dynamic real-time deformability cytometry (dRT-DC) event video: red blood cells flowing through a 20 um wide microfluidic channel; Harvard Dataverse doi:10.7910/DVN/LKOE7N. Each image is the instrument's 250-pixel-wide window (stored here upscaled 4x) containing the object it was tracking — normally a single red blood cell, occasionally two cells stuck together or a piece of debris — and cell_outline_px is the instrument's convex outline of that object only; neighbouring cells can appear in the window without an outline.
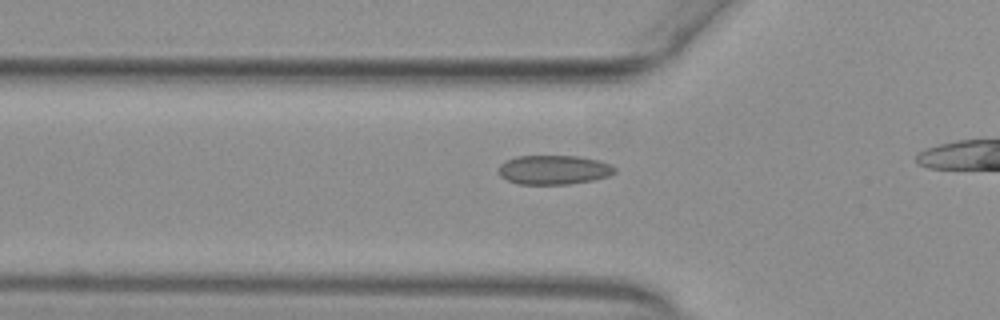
{"species": "common noctule bat (a hibernating species)", "species_latin": "Nyctalus noctula", "temperature_condition": "warm", "stored_images_in_passage": 20, "camera_frame_rate_fps": 3000, "um_per_image_px": 0.085, "animal": {"sex": "female", "body_mass_g": 29.2, "forearm_length_mm": 56.3}, "frame": {"image": 1, "passage_image": 8, "time_ms": 2.333, "image_size_px": [1000, 320], "cell_outline_px": [[616, 172], [608, 176], [592, 180], [568, 184], [520, 184], [508, 180], [500, 176], [500, 164], [504, 160], [516, 156], [580, 156], [600, 160], [612, 164], [616, 168]], "centroid_in_image_um": [47.1, 14.42], "position_along_channel_um": 78.7, "area_um2": 19.88}}
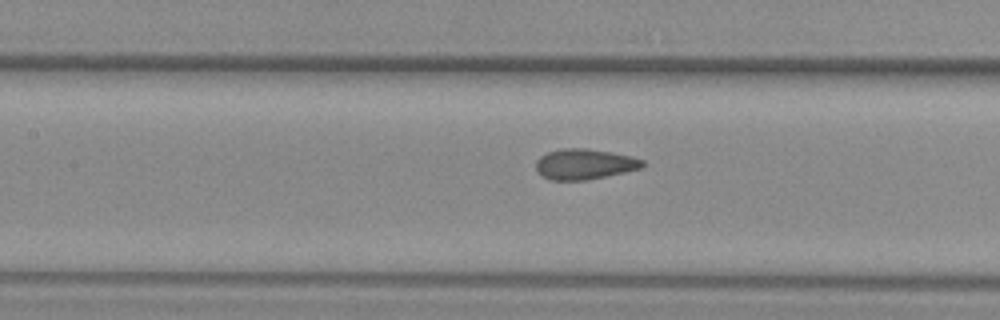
{"frame": {"image": 2, "passage_image": 14, "time_ms": 4.333, "image_size_px": [1000, 320], "cell_outline_px": [[644, 164], [640, 168], [624, 172], [588, 180], [548, 180], [536, 172], [536, 160], [540, 156], [548, 152], [560, 148], [584, 148], [632, 156], [644, 160]], "centroid_in_image_um": [49.63, 13.96], "position_along_channel_um": 157.8, "area_um2": 18.96}}
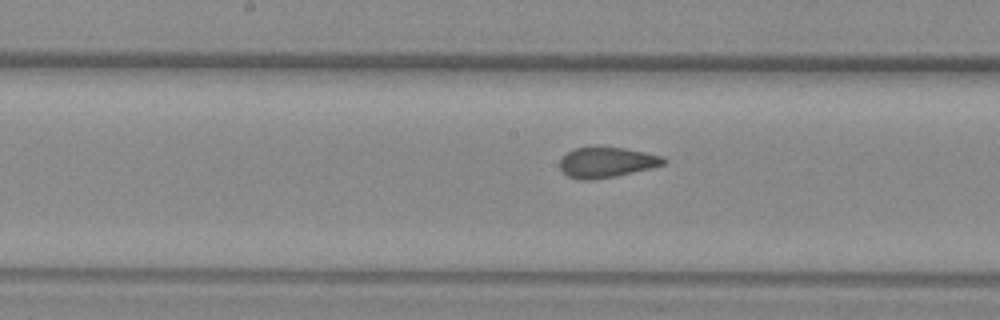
{"frame": {"image": 3, "passage_image": 17, "time_ms": 5.333, "image_size_px": [1000, 320], "cell_outline_px": [[668, 160], [664, 164], [652, 168], [616, 176], [588, 180], [584, 180], [568, 176], [560, 168], [560, 160], [568, 152], [576, 148], [624, 148], [664, 156]], "centroid_in_image_um": [51.62, 13.81], "position_along_channel_um": 196.6, "area_um2": 18.03}}